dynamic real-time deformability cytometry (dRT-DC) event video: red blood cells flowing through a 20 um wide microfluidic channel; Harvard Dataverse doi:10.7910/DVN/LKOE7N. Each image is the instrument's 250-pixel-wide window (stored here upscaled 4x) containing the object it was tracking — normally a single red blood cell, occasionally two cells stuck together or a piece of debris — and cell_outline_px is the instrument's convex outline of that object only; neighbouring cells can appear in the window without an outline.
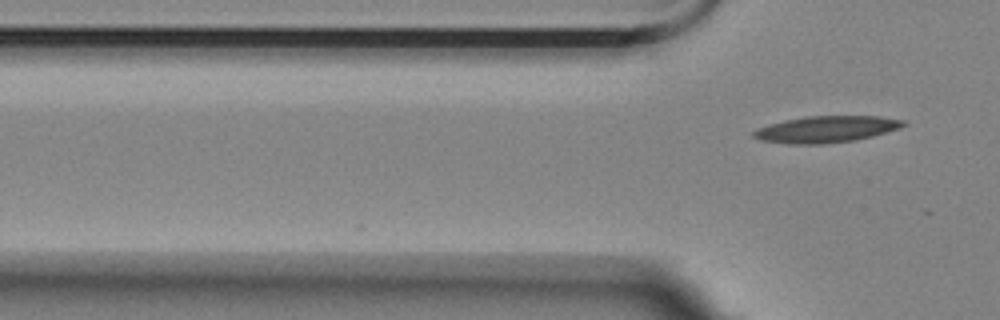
{"species": "Egyptian fruit bat (a non-hibernating species)", "species_latin": "Rousettus aegyptiacus", "temperature_condition": "room temperature", "stored_images_in_passage": 11, "camera_frame_rate_fps": 3000, "um_per_image_px": 0.085, "animal": {"sex": "female"}, "frame": {"image": 1, "passage_image": 11, "time_ms": 3.333, "image_size_px": [1000, 320], "cell_outline_px": [[908, 124], [900, 128], [872, 136], [856, 140], [820, 144], [788, 144], [760, 140], [752, 136], [752, 132], [760, 128], [784, 120], [804, 116], [876, 116], [904, 120]], "centroid_in_image_um": [70.25, 10.99], "position_along_channel_um": 55.6, "area_um2": 23.06}}